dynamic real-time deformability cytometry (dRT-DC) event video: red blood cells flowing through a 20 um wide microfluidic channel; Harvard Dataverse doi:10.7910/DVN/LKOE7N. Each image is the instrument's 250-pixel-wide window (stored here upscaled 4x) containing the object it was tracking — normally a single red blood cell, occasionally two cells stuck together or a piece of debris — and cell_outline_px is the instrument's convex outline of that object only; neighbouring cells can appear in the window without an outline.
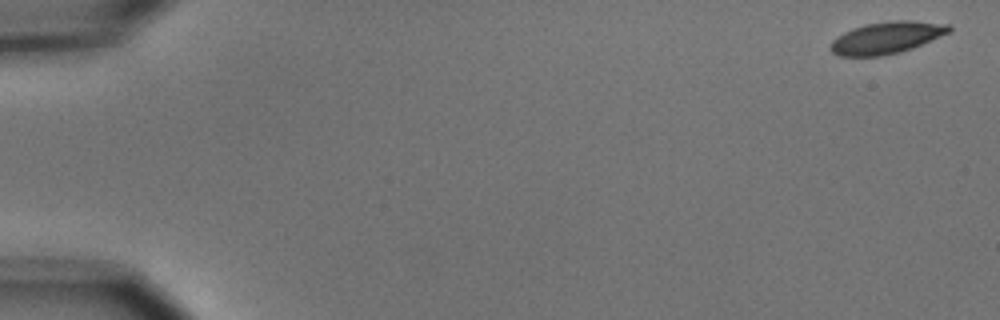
{"species": "common noctule bat (a hibernating species)", "species_latin": "Nyctalus noctula", "temperature_condition": "cold", "stored_images_in_passage": 6, "camera_frame_rate_fps": 3000, "um_per_image_px": 0.085, "animal": {"sex": "male", "body_mass_g": 15.6}, "frame": {"image": 1, "passage_image": 1, "time_ms": 0.0, "image_size_px": [1000, 320], "cell_outline_px": [[952, 28], [948, 32], [912, 48], [900, 52], [884, 56], [840, 56], [832, 52], [828, 48], [832, 40], [844, 32], [852, 28], [864, 24], [896, 20], [912, 20], [948, 24]], "centroid_in_image_um": [75.31, 3.2], "position_along_channel_um": 9.7, "area_um2": 21.96}}
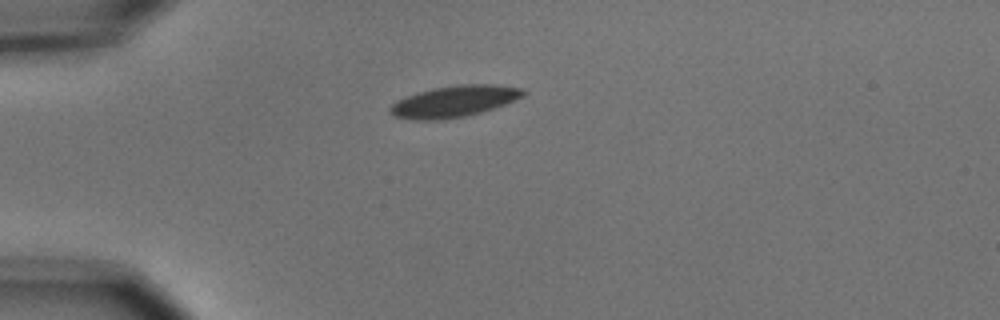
{"frame": {"image": 2, "passage_image": 4, "time_ms": 4.333, "image_size_px": [1000, 320], "cell_outline_px": [[528, 92], [524, 96], [504, 104], [480, 112], [464, 116], [440, 120], [412, 120], [392, 116], [388, 112], [388, 108], [396, 100], [404, 96], [416, 92], [432, 88], [456, 84], [496, 84], [524, 88]], "centroid_in_image_um": [38.56, 8.6], "position_along_channel_um": 46.4, "area_um2": 24.74}}
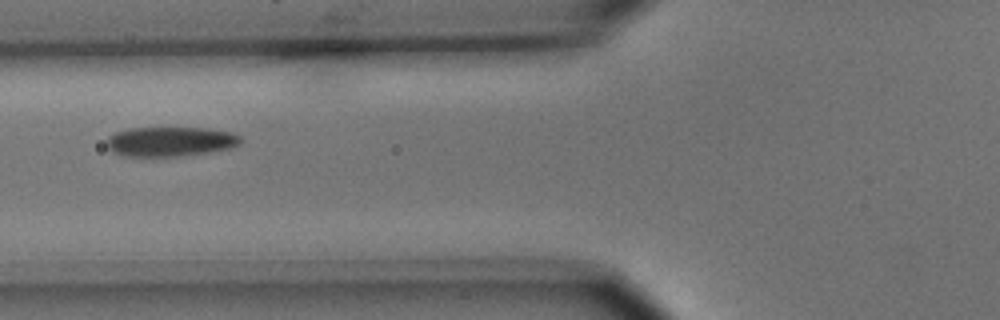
{"frame": {"image": 3, "passage_image": 6, "time_ms": 6.667, "image_size_px": [1000, 320], "cell_outline_px": [[240, 144], [232, 148], [212, 152], [176, 156], [124, 156], [112, 152], [104, 144], [108, 136], [116, 132], [128, 128], [208, 128], [232, 132], [240, 136]], "centroid_in_image_um": [14.46, 12.03], "position_along_channel_um": 111.3, "area_um2": 23.35}}